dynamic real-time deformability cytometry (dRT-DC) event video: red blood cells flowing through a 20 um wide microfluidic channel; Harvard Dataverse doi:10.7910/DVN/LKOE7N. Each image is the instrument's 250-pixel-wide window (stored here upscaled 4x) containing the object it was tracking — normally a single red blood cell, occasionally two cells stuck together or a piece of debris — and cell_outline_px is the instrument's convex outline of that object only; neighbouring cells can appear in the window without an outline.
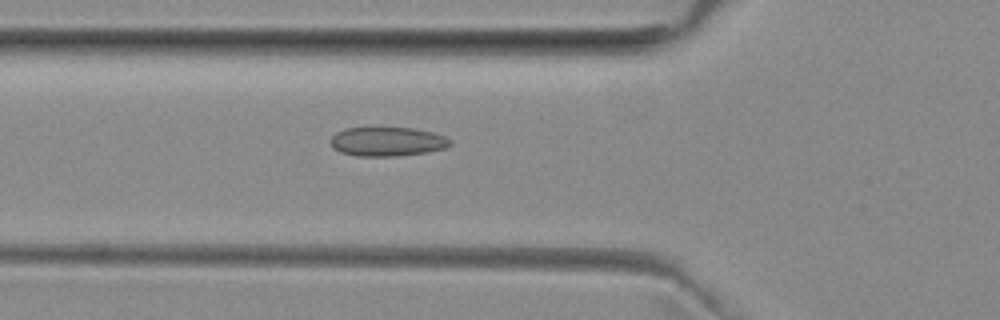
{"species": "common noctule bat (a hibernating species)", "species_latin": "Nyctalus noctula", "temperature_condition": "room temperature", "stored_images_in_passage": 51, "camera_frame_rate_fps": 3000, "um_per_image_px": 0.085, "animal": {"sex": "female", "body_mass_g": 29.2, "forearm_length_mm": 56.3}, "frame": {"image": 1, "passage_image": 18, "time_ms": 5.667, "image_size_px": [1000, 320], "cell_outline_px": [[452, 144], [444, 148], [428, 152], [396, 156], [356, 156], [340, 152], [332, 148], [332, 136], [336, 132], [344, 128], [412, 128], [432, 132], [444, 136], [452, 140]], "centroid_in_image_um": [32.92, 12.04], "position_along_channel_um": 92.9, "area_um2": 20.29}}
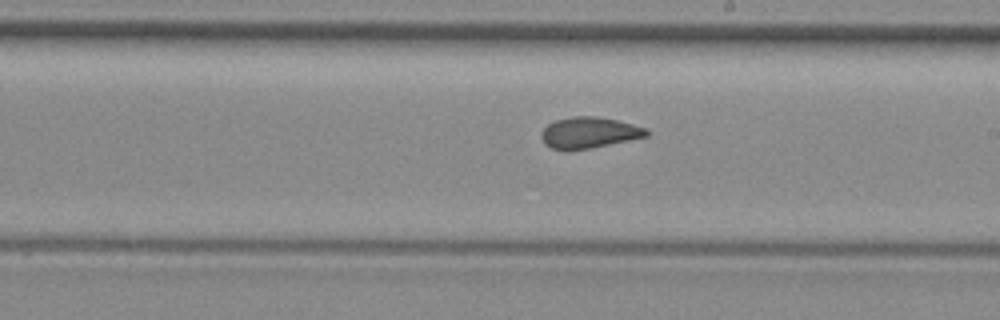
{"frame": {"image": 2, "passage_image": 29, "time_ms": 9.333, "image_size_px": [1000, 320], "cell_outline_px": [[648, 136], [592, 148], [568, 152], [552, 148], [544, 144], [540, 136], [540, 132], [548, 124], [556, 120], [572, 116], [596, 116], [616, 120], [648, 128]], "centroid_in_image_um": [50.03, 11.29], "position_along_channel_um": 239.0, "area_um2": 19.36}}
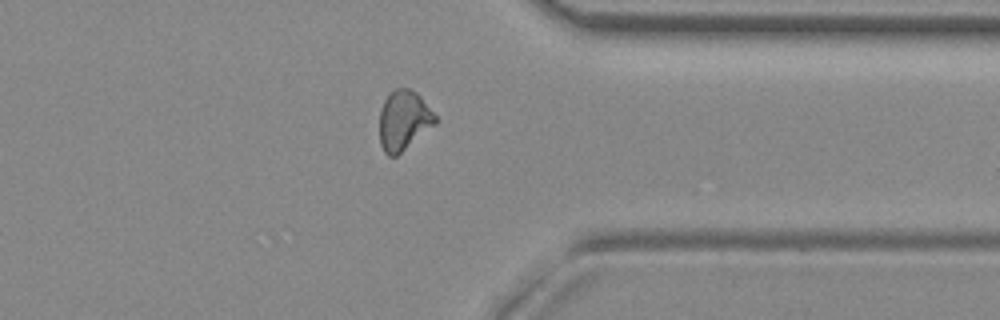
{"frame": {"image": 3, "passage_image": 40, "time_ms": 13.0, "image_size_px": [1000, 320], "cell_outline_px": [[436, 124], [396, 156], [388, 156], [384, 152], [380, 144], [380, 108], [388, 92], [396, 88], [408, 88], [416, 92], [420, 96], [436, 116]], "centroid_in_image_um": [34.29, 10.22], "position_along_channel_um": 377.1, "area_um2": 19.42}, "authors_computed_cell_mechanics": {"area_um2": 19.5942, "velocity_mm_per_s": 3.9803, "shape_relaxation_time_tau1_ms": null, "shape_relaxation_time_tau2_ms": 1.3781, "deformation_change_tau1": null, "deformation_change_tau2": 0.071}}